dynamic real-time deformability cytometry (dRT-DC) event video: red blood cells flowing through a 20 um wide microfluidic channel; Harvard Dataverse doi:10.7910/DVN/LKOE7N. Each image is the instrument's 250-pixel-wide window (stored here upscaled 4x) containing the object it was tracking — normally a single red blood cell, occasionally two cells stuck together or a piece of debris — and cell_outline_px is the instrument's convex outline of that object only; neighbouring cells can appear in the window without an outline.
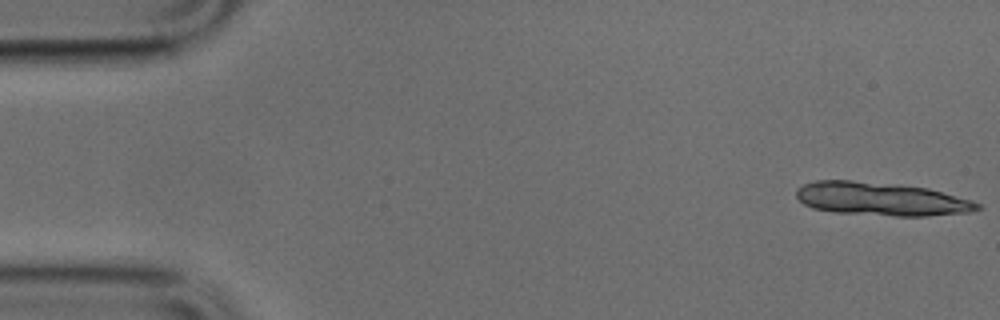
{"species": "common noctule bat (a hibernating species)", "species_latin": "Nyctalus noctula", "temperature_condition": "cold", "stored_images_in_passage": 11, "camera_frame_rate_fps": 3000, "um_per_image_px": 0.085, "animal": {"sex": "male", "body_mass_g": 17.9, "forearm_length_mm": 54.2}, "frame": {"image": 1, "passage_image": 1, "time_ms": 0.0, "image_size_px": [1000, 320], "cell_outline_px": [[984, 208], [968, 212], [928, 216], [896, 216], [836, 212], [812, 208], [804, 204], [796, 196], [796, 188], [804, 184], [816, 180], [852, 180], [928, 188], [972, 200], [980, 204]], "centroid_in_image_um": [74.9, 16.91], "position_along_channel_um": 10.1, "area_um2": 35.03}}